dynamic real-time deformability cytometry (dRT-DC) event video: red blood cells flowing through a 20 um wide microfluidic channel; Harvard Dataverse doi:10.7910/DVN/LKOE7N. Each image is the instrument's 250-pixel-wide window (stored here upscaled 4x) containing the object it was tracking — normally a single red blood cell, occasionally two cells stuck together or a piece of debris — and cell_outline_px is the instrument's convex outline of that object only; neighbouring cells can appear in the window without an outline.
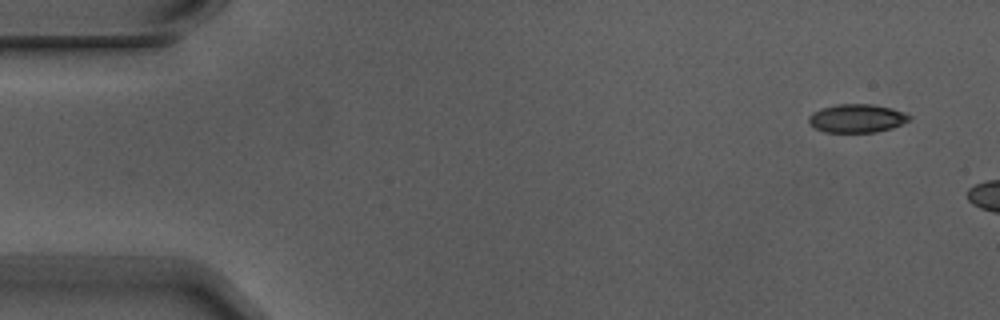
{"species": "Egyptian fruit bat (a non-hibernating species)", "species_latin": "Rousettus aegyptiacus", "temperature_condition": "warm", "stored_images_in_passage": 3, "camera_frame_rate_fps": 3000, "um_per_image_px": 0.085, "animal": {"sex": "male"}, "frame": {"image": 1, "passage_image": 1, "time_ms": 0.0, "image_size_px": [1000, 320], "cell_outline_px": [[912, 116], [908, 120], [892, 128], [876, 132], [824, 132], [808, 124], [808, 116], [812, 112], [820, 108], [836, 104], [872, 104], [892, 108], [904, 112]], "centroid_in_image_um": [72.79, 10.05], "position_along_channel_um": 12.2, "area_um2": 16.76}}